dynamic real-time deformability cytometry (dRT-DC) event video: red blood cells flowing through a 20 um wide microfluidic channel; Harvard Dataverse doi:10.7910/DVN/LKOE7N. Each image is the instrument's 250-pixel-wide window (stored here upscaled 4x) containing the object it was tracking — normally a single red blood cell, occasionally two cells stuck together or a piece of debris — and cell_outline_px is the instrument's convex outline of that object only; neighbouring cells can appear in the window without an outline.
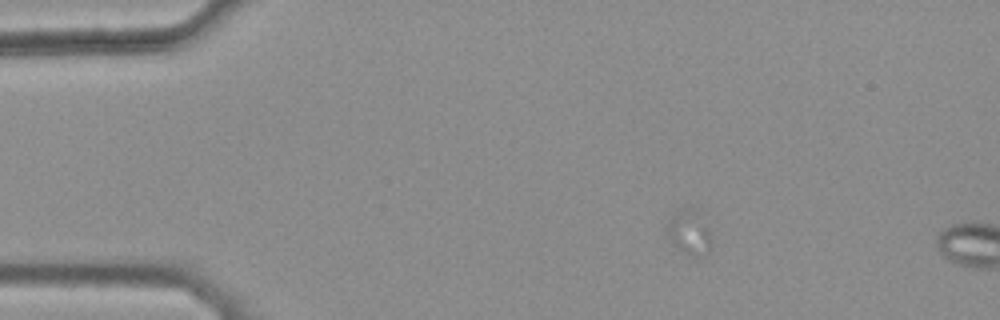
{"species": "common noctule bat (a hibernating species)", "species_latin": "Nyctalus noctula", "temperature_condition": "warm", "stored_images_in_passage": 8, "segment_of_instrument_passage": [1, 2], "camera_frame_rate_fps": 3000, "um_per_image_px": 0.085, "animal": {"sex": "female", "body_mass_g": 25.1}, "frame": {"image": 1, "passage_image": 4, "time_ms": 1.0, "image_size_px": [1000, 320], "cell_outline_px": [[712, 244], [700, 256], [692, 256], [684, 252], [668, 236], [664, 228], [668, 220], [680, 208], [696, 208], [708, 228], [712, 240]], "centroid_in_image_um": [58.57, 19.69], "position_along_channel_um": 26.4, "area_um2": 11.33}}